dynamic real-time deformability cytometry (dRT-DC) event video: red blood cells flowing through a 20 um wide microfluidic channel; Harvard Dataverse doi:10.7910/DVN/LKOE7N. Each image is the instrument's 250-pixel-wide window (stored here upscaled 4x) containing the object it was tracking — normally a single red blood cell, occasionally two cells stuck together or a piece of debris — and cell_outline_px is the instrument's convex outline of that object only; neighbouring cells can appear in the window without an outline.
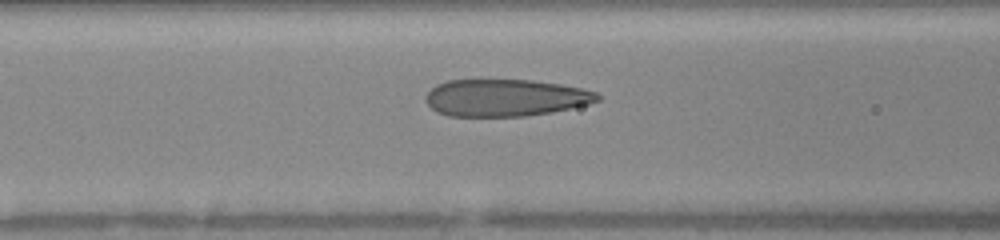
{"species": "human", "species_latin": "Homo sapiens", "temperature_condition": "warm", "stored_images_in_passage": 14, "camera_frame_rate_fps": 3000, "um_per_image_px": 0.085, "donor": {"sex": "female"}, "frame": {"image": 1, "passage_image": 10, "time_ms": 4.667, "image_size_px": [1000, 240], "cell_outline_px": [[600, 100], [588, 104], [552, 112], [524, 116], [448, 116], [436, 112], [424, 100], [424, 96], [436, 84], [448, 80], [532, 80], [560, 84], [584, 88], [596, 92], [600, 96]], "centroid_in_image_um": [42.94, 8.31], "position_along_channel_um": 123.7, "area_um2": 37.28}}
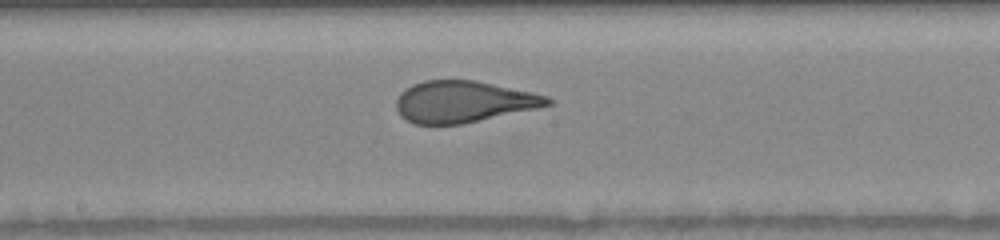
{"frame": {"image": 2, "passage_image": 14, "time_ms": 6.667, "image_size_px": [1000, 240], "cell_outline_px": [[552, 104], [536, 108], [464, 124], [412, 124], [400, 116], [396, 108], [396, 100], [400, 92], [412, 84], [424, 80], [472, 80], [532, 92], [548, 96], [552, 100]], "centroid_in_image_um": [39.35, 8.65], "position_along_channel_um": 208.9, "area_um2": 36.59}}